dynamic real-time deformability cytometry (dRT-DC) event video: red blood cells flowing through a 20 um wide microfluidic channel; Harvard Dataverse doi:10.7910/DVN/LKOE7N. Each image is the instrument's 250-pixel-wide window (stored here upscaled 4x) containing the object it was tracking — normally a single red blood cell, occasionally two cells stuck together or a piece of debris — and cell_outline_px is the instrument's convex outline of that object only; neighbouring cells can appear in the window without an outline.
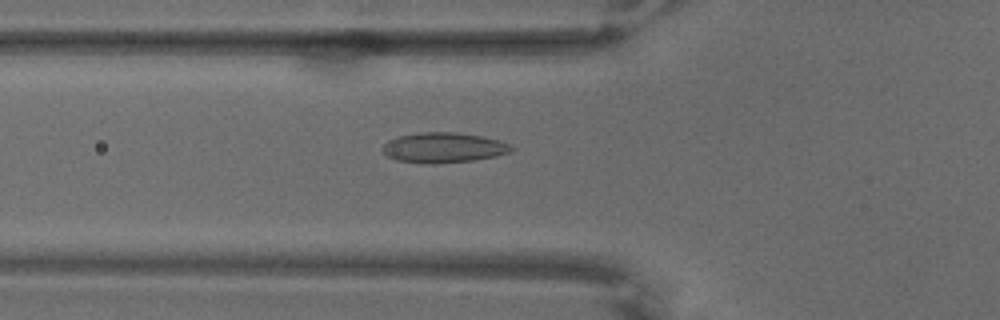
{"species": "common noctule bat (a hibernating species)", "species_latin": "Nyctalus noctula", "temperature_condition": "warm", "stored_images_in_passage": 51, "camera_frame_rate_fps": 3000, "um_per_image_px": 0.085, "animal": {"sex": "male", "body_mass_g": 18.8}, "frame": {"image": 1, "passage_image": 8, "time_ms": 2.333, "image_size_px": [1000, 320], "cell_outline_px": [[516, 148], [508, 152], [496, 156], [472, 160], [432, 164], [396, 160], [388, 156], [380, 148], [388, 140], [400, 136], [424, 132], [456, 132], [484, 136], [500, 140]], "centroid_in_image_um": [37.71, 12.54], "position_along_channel_um": 88.1, "area_um2": 22.54}}
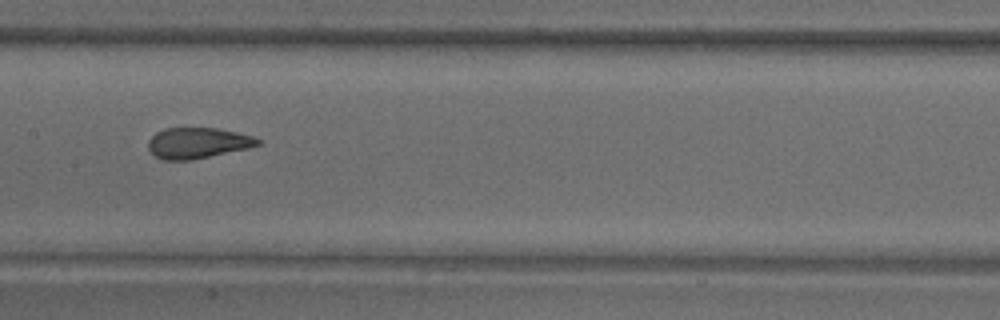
{"frame": {"image": 2, "passage_image": 18, "time_ms": 5.667, "image_size_px": [1000, 320], "cell_outline_px": [[264, 144], [248, 148], [192, 160], [164, 160], [156, 156], [148, 148], [148, 140], [156, 132], [164, 128], [216, 128], [236, 132], [252, 136], [264, 140]], "centroid_in_image_um": [16.84, 12.15], "position_along_channel_um": 190.6, "area_um2": 19.77}}
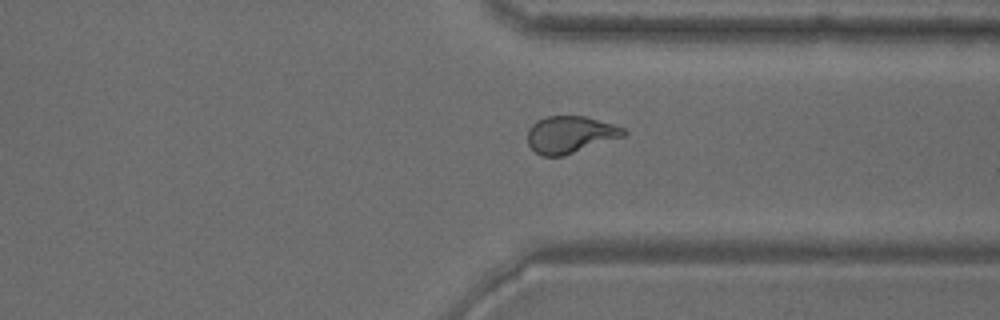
{"frame": {"image": 3, "passage_image": 35, "time_ms": 11.333, "image_size_px": [1000, 320], "cell_outline_px": [[628, 132], [624, 136], [564, 156], [540, 156], [528, 144], [528, 128], [536, 120], [548, 116], [584, 116], [612, 124], [624, 128]], "centroid_in_image_um": [48.45, 11.44], "position_along_channel_um": 363.0, "area_um2": 20.69}}